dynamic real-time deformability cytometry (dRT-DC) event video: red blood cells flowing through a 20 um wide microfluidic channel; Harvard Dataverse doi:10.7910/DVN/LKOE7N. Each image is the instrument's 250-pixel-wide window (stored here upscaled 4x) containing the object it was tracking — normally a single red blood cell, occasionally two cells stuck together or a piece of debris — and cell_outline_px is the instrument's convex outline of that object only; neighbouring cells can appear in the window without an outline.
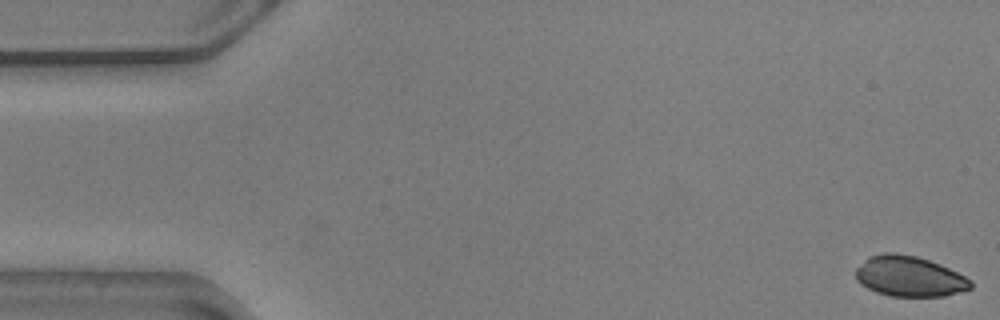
{"species": "common noctule bat (a hibernating species)", "species_latin": "Nyctalus noctula", "temperature_condition": "warm", "stored_images_in_passage": 56, "camera_frame_rate_fps": 3000, "um_per_image_px": 0.085, "animal": {"sex": "male", "body_mass_g": 20.5, "forearm_length_mm": 52.5}, "frame": {"image": 1, "passage_image": 1, "time_ms": 0.0, "image_size_px": [1000, 320], "cell_outline_px": [[972, 288], [960, 292], [944, 296], [888, 296], [876, 292], [860, 284], [856, 280], [856, 268], [868, 256], [884, 252], [896, 252], [916, 256], [940, 264], [972, 280]], "centroid_in_image_um": [77.27, 23.48], "position_along_channel_um": 7.7, "area_um2": 27.22}}
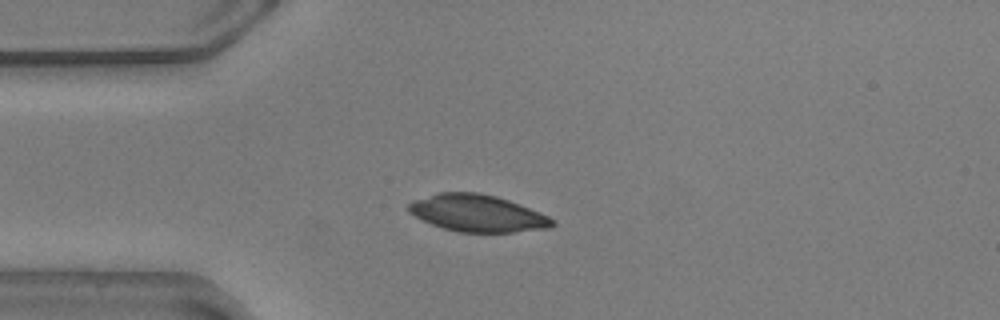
{"frame": {"image": 2, "passage_image": 14, "time_ms": 4.333, "image_size_px": [1000, 320], "cell_outline_px": [[556, 224], [548, 228], [516, 232], [456, 232], [432, 224], [408, 212], [408, 204], [412, 200], [440, 192], [476, 192], [496, 196], [508, 200], [540, 212], [556, 220]], "centroid_in_image_um": [40.59, 18.12], "position_along_channel_um": 44.4, "area_um2": 30.92}}
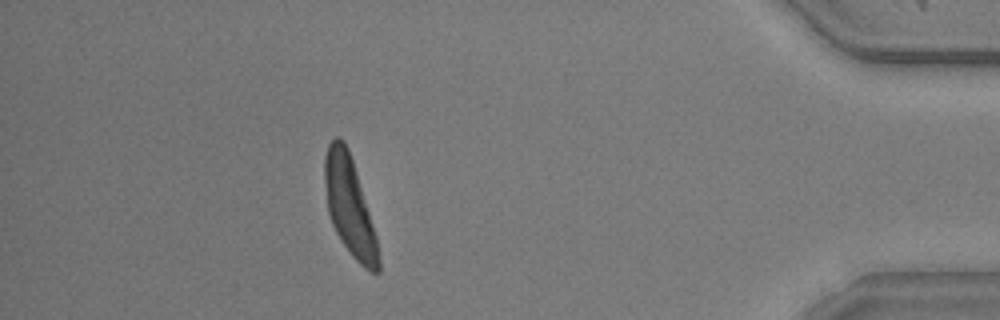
{"frame": {"image": 3, "passage_image": 50, "time_ms": 16.333, "image_size_px": [1000, 320], "cell_outline_px": [[380, 272], [372, 272], [364, 268], [352, 256], [336, 232], [332, 224], [328, 212], [324, 184], [324, 156], [328, 144], [336, 136], [344, 140], [348, 148], [356, 172], [376, 236], [380, 260]], "centroid_in_image_um": [29.69, 17.52], "position_along_channel_um": 405.5, "area_um2": 30.4}}